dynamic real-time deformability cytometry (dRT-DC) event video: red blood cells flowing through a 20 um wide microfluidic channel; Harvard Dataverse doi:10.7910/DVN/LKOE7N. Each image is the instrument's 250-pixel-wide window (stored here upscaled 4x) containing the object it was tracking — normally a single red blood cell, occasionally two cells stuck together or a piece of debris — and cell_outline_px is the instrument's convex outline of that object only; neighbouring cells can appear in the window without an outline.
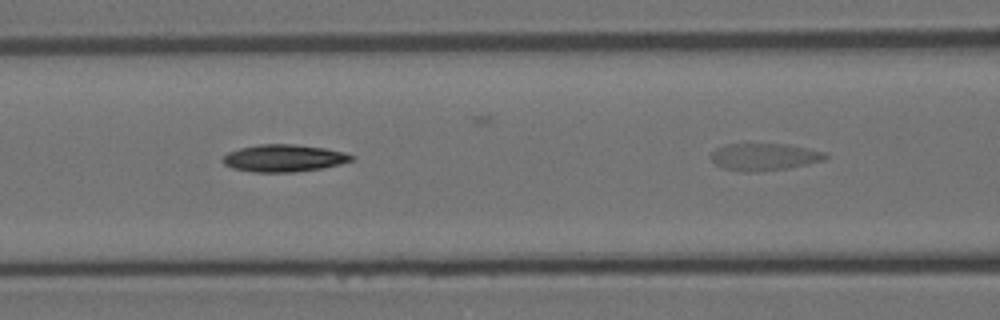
{"species": "Egyptian fruit bat (a non-hibernating species)", "species_latin": "Rousettus aegyptiacus", "temperature_condition": "room temperature", "stored_images_in_passage": 11, "segment_of_instrument_passage": [2, 2], "camera_frame_rate_fps": 3000, "um_per_image_px": 0.085, "animal": {"sex": "female"}, "frame": {"image": 1, "passage_image": 11, "time_ms": 3.333, "image_size_px": [1000, 320], "cell_outline_px": [[828, 156], [824, 160], [808, 164], [788, 168], [756, 172], [744, 172], [720, 168], [708, 156], [716, 148], [724, 144], [788, 144], [808, 148], [824, 152]], "centroid_in_image_um": [64.92, 13.34], "position_along_channel_um": 101.7, "area_um2": 18.32}}